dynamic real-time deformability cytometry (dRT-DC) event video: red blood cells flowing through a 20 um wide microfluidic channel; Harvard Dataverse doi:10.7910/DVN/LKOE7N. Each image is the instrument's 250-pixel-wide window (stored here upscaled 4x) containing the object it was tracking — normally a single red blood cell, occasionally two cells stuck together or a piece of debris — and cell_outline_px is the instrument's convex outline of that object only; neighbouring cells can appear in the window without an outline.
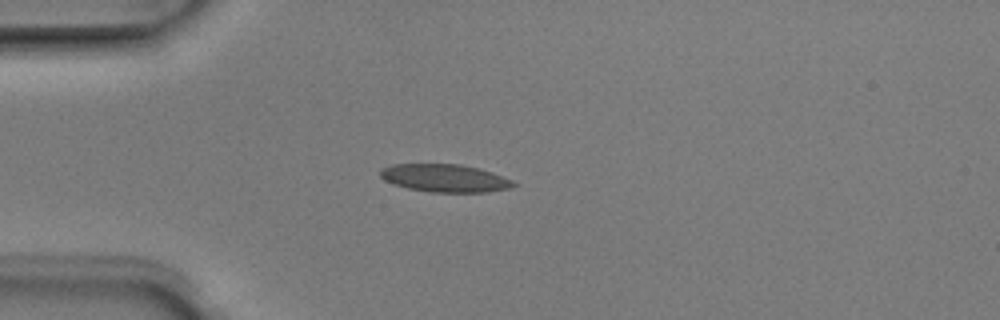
{"species": "Egyptian fruit bat (a non-hibernating species)", "species_latin": "Rousettus aegyptiacus", "temperature_condition": "room temperature", "stored_images_in_passage": 1, "camera_frame_rate_fps": 3000, "um_per_image_px": 0.085, "animal": {"sex": "male"}, "frame": {"image": 1, "passage_image": 1, "time_ms": 0.0, "image_size_px": [1000, 320], "cell_outline_px": [[520, 184], [508, 188], [488, 192], [432, 192], [408, 188], [392, 184], [384, 180], [380, 176], [380, 168], [392, 164], [460, 164], [476, 168], [512, 180]], "centroid_in_image_um": [37.76, 15.14], "position_along_channel_um": 47.2, "area_um2": 21.44}}